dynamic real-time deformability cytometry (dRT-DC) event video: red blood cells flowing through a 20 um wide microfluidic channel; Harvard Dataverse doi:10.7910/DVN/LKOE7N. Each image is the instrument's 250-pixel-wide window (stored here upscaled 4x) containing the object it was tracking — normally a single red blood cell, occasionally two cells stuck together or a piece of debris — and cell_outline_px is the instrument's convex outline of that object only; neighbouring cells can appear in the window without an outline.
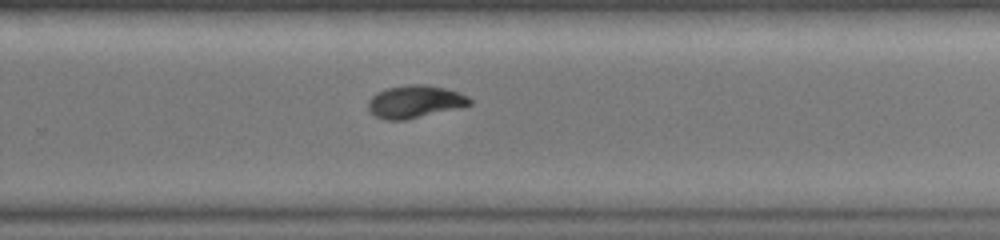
{"species": "common noctule bat (a hibernating species)", "species_latin": "Nyctalus noctula", "temperature_condition": "warm", "stored_images_in_passage": 22, "camera_frame_rate_fps": 3000, "um_per_image_px": 0.085, "animal": {"sex": "female", "body_mass_g": 19.0, "forearm_length_mm": 51.5}, "frame": {"image": 1, "passage_image": 13, "time_ms": 4.0, "image_size_px": [1000, 240], "cell_outline_px": [[472, 104], [464, 108], [404, 120], [384, 120], [376, 116], [368, 108], [368, 100], [376, 92], [388, 88], [408, 84], [424, 84], [444, 88], [460, 92], [468, 96], [472, 100]], "centroid_in_image_um": [35.32, 8.65], "position_along_channel_um": 294.5, "area_um2": 19.59}}
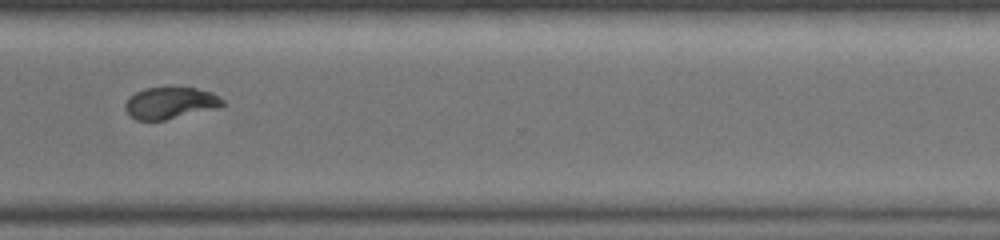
{"frame": {"image": 2, "passage_image": 16, "time_ms": 5.0, "image_size_px": [1000, 240], "cell_outline_px": [[224, 104], [220, 108], [164, 120], [136, 120], [124, 108], [124, 104], [128, 96], [144, 88], [176, 84], [196, 88], [212, 92], [220, 96], [224, 100]], "centroid_in_image_um": [14.5, 8.7], "position_along_channel_um": 356.1, "area_um2": 18.84}}
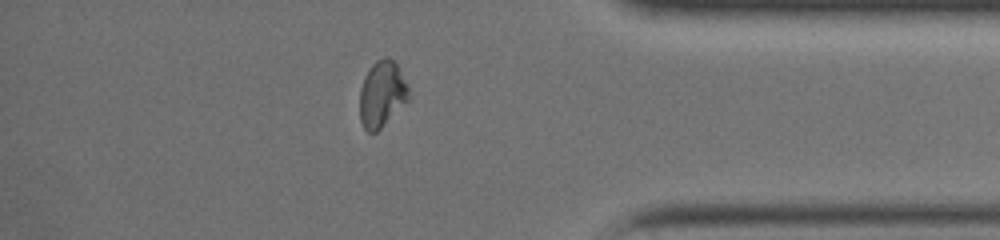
{"frame": {"image": 3, "passage_image": 19, "time_ms": 6.0, "image_size_px": [1000, 240], "cell_outline_px": [[412, 96], [376, 132], [368, 132], [364, 128], [360, 120], [360, 88], [364, 76], [372, 64], [376, 60], [384, 56], [388, 56], [396, 64], [408, 84]], "centroid_in_image_um": [32.48, 7.97], "position_along_channel_um": 402.7, "area_um2": 18.96}}